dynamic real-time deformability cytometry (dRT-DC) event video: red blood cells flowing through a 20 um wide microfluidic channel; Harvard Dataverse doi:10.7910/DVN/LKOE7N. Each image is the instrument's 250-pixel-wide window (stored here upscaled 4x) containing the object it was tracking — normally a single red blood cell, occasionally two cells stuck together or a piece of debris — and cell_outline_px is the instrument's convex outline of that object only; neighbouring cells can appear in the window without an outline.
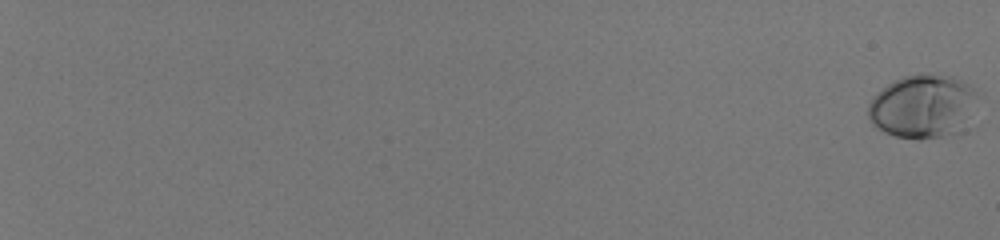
{"species": "human", "species_latin": "Homo sapiens", "temperature_condition": "room temperature", "stored_images_in_passage": 60, "camera_frame_rate_fps": 3000, "um_per_image_px": 0.085, "donor": {"sex": "male"}, "frame": {"image": 1, "passage_image": 1, "time_ms": 0.0, "image_size_px": [1000, 240], "cell_outline_px": [[976, 92], [968, 132], [956, 136], [920, 140], [916, 140], [896, 136], [884, 132], [872, 124], [868, 116], [868, 104], [872, 96], [876, 92], [888, 84], [904, 76], [952, 76], [968, 84]], "centroid_in_image_um": [78.47, 9.13], "position_along_channel_um": 6.5, "area_um2": 40.98}}
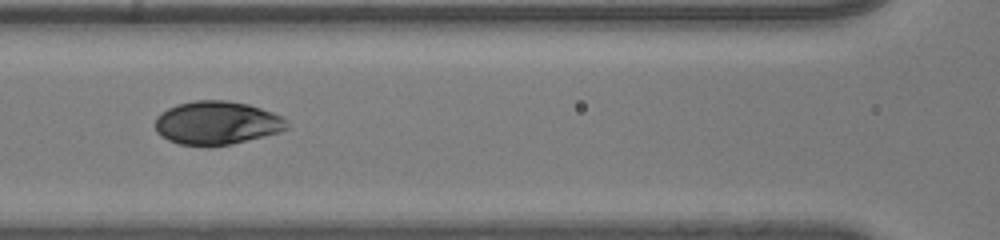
{"frame": {"image": 2, "passage_image": 35, "time_ms": 11.333, "image_size_px": [1000, 240], "cell_outline_px": [[288, 128], [280, 132], [232, 144], [204, 148], [180, 144], [168, 140], [160, 136], [156, 132], [156, 116], [160, 112], [176, 104], [196, 100], [228, 100], [248, 104], [284, 116], [288, 120]], "centroid_in_image_um": [18.43, 10.46], "position_along_channel_um": 148.2, "area_um2": 33.99}}
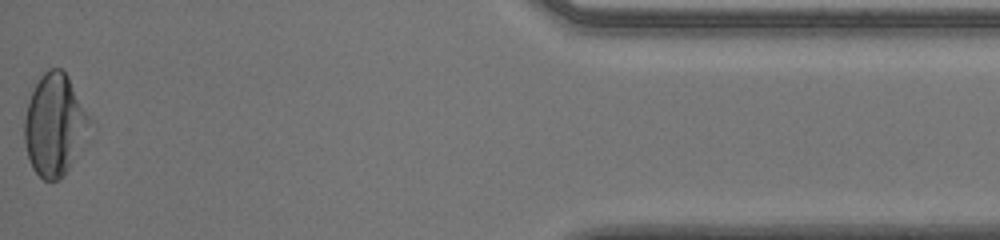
{"frame": {"image": 3, "passage_image": 60, "time_ms": 19.667, "image_size_px": [1000, 240], "cell_outline_px": [[92, 120], [68, 168], [60, 180], [44, 180], [32, 168], [24, 144], [24, 120], [28, 104], [32, 92], [40, 76], [48, 68], [60, 68], [68, 76]], "centroid_in_image_um": [4.61, 10.59], "position_along_channel_um": 430.6, "area_um2": 37.8}, "authors_computed_cell_mechanics": {"area_um2": 34.7089, "velocity_mm_per_s": 4.0254, "shape_relaxation_time_tau1_ms": 3.6645, "shape_relaxation_time_tau2_ms": null, "deformation_change_tau1": 0.1493, "deformation_change_tau2": null}}